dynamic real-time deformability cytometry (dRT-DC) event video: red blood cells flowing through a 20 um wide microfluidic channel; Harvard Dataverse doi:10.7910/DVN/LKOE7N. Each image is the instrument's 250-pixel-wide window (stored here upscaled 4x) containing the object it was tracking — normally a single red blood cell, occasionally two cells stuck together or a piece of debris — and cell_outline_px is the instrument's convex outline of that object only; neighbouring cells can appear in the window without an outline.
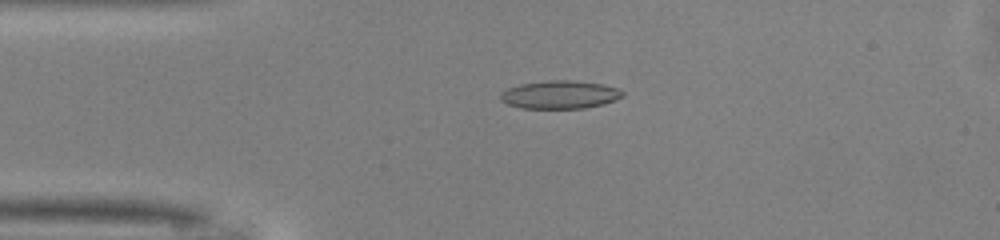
{"species": "common noctule bat (a hibernating species)", "species_latin": "Nyctalus noctula", "temperature_condition": "warm", "stored_images_in_passage": 42, "camera_frame_rate_fps": 3000, "um_per_image_px": 0.085, "animal": {"sex": "male", "body_mass_g": 13.0, "forearm_length_mm": 53.1}, "frame": {"image": 1, "passage_image": 4, "time_ms": 1.0, "image_size_px": [1000, 240], "cell_outline_px": [[624, 96], [616, 100], [604, 104], [584, 108], [520, 108], [508, 104], [500, 100], [500, 92], [508, 88], [520, 84], [548, 80], [572, 80], [600, 84], [620, 88], [624, 92]], "centroid_in_image_um": [47.6, 8.04], "position_along_channel_um": 37.4, "area_um2": 20.11}}
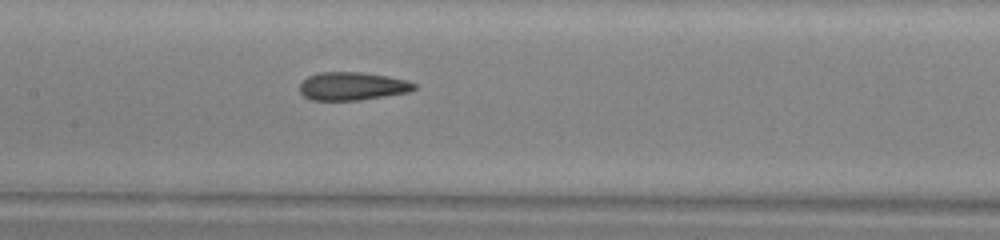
{"frame": {"image": 2, "passage_image": 16, "time_ms": 5.0, "image_size_px": [1000, 240], "cell_outline_px": [[416, 88], [408, 92], [360, 100], [312, 100], [304, 96], [300, 92], [300, 84], [308, 76], [320, 72], [360, 72], [388, 76], [404, 80], [416, 84]], "centroid_in_image_um": [29.93, 7.32], "position_along_channel_um": 177.5, "area_um2": 18.61}}
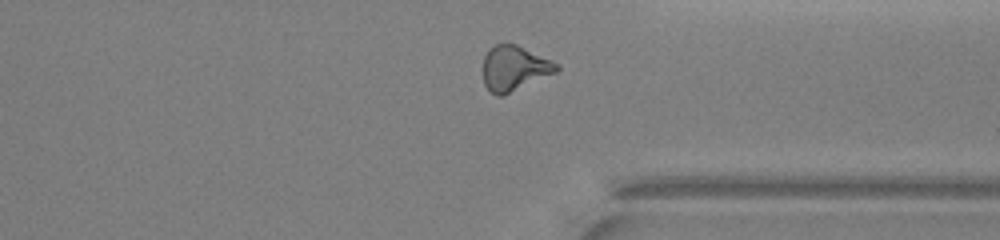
{"frame": {"image": 3, "passage_image": 30, "time_ms": 9.667, "image_size_px": [1000, 240], "cell_outline_px": [[560, 68], [556, 72], [500, 96], [496, 96], [484, 84], [484, 56], [496, 44], [516, 44], [560, 64]], "centroid_in_image_um": [43.73, 5.79], "position_along_channel_um": 367.7, "area_um2": 18.73}, "authors_computed_cell_mechanics": {"area_um2": 19.2763, "velocity_mm_per_s": 4.1325, "shape_relaxation_time_tau1_ms": 9.4342, "shape_relaxation_time_tau2_ms": 3.076, "deformation_change_tau1": 0.2322, "deformation_change_tau2": 0.1346}}